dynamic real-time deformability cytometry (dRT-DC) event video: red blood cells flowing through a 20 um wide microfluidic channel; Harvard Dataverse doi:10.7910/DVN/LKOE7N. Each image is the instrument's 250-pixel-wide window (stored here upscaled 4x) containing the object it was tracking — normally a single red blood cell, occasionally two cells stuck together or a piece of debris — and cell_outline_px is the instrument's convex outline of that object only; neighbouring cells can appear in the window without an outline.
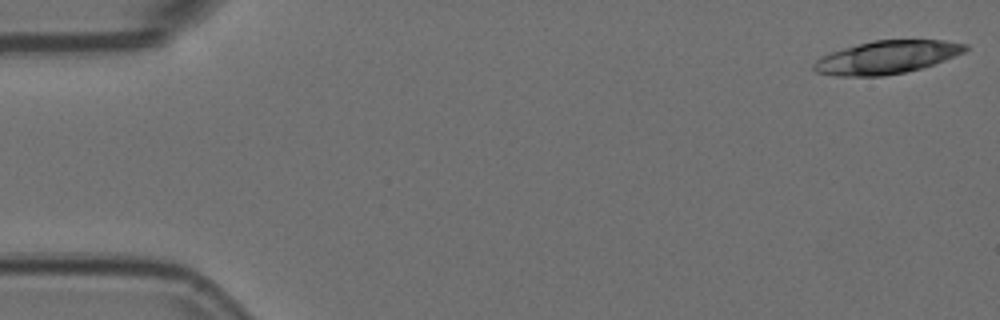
{"species": "Egyptian fruit bat (a non-hibernating species)", "species_latin": "Rousettus aegyptiacus", "temperature_condition": "room temperature", "stored_images_in_passage": 31, "camera_frame_rate_fps": 3000, "um_per_image_px": 0.085, "animal": {"sex": "female"}, "frame": {"image": 1, "passage_image": 1, "time_ms": 0.0, "image_size_px": [1000, 320], "cell_outline_px": [[968, 48], [964, 52], [944, 60], [920, 68], [904, 72], [884, 76], [836, 76], [816, 72], [812, 68], [812, 64], [816, 60], [832, 52], [844, 48], [872, 40], [944, 40], [968, 44]], "centroid_in_image_um": [75.36, 4.87], "position_along_channel_um": 9.6, "area_um2": 28.9}}
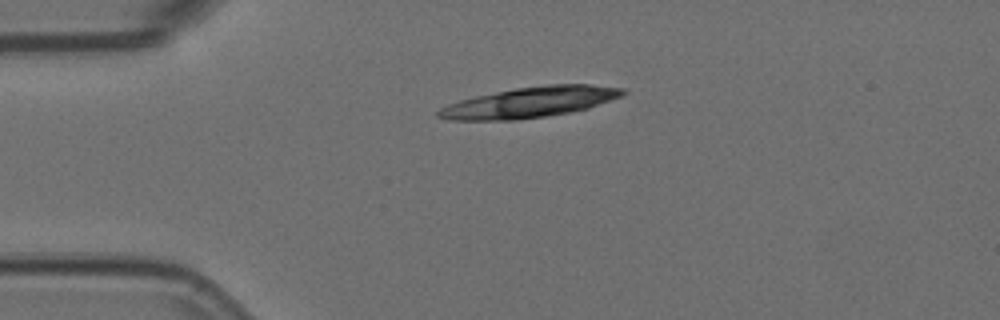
{"frame": {"image": 2, "passage_image": 12, "time_ms": 3.667, "image_size_px": [1000, 320], "cell_outline_px": [[628, 92], [624, 96], [588, 108], [568, 112], [544, 116], [516, 120], [448, 120], [436, 116], [436, 112], [440, 108], [448, 104], [460, 100], [476, 96], [516, 88], [548, 84], [588, 84], [624, 88]], "centroid_in_image_um": [45.06, 8.69], "position_along_channel_um": 39.9, "area_um2": 32.77}}